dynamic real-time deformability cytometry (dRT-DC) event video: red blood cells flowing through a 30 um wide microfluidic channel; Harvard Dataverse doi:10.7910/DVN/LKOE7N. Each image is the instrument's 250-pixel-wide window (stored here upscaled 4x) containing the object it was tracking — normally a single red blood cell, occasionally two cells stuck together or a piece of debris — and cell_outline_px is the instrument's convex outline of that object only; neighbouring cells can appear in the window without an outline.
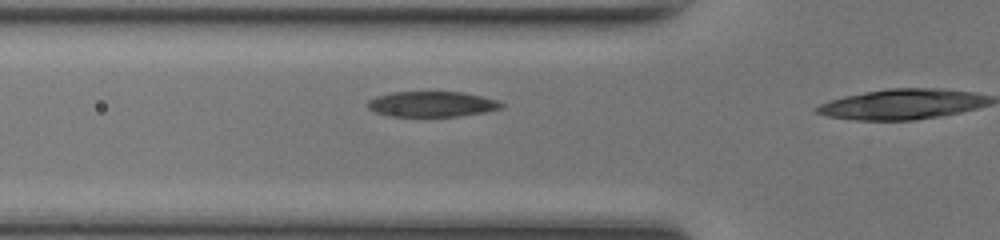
{"species": "common noctule bat (a hibernating species)", "species_latin": "Nyctalus noctula", "temperature_condition": "room temperature", "stored_images_in_passage": 9, "camera_frame_rate_fps": 3000, "um_per_image_px": 0.085, "animal": {"sex": "female", "body_mass_g": 17.0, "forearm_length_mm": 48.0}, "frame": {"image": 1, "passage_image": 8, "time_ms": 2.333, "image_size_px": [1000, 240], "cell_outline_px": [[504, 108], [484, 112], [456, 116], [388, 116], [376, 112], [368, 108], [368, 100], [376, 96], [392, 92], [464, 92], [496, 100], [504, 104]], "centroid_in_image_um": [36.7, 8.85], "position_along_channel_um": 89.1, "area_um2": 19.71}}